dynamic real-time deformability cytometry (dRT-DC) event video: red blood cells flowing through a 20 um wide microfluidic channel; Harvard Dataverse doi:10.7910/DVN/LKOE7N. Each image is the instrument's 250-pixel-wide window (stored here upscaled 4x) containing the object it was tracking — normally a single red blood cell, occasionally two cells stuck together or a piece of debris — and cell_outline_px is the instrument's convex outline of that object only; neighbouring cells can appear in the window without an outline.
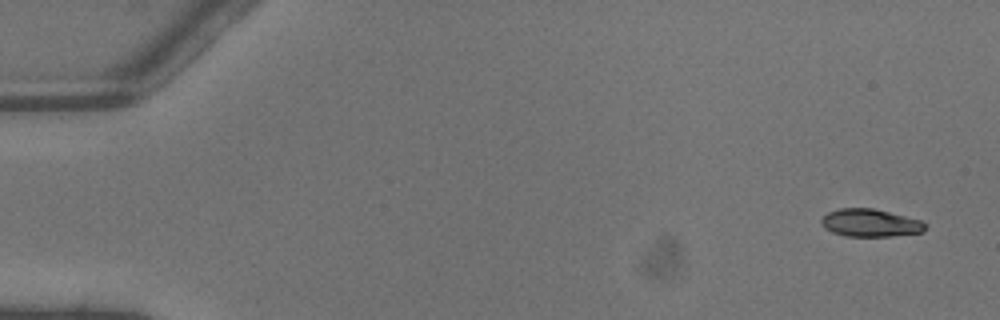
{"species": "common noctule bat (a hibernating species)", "species_latin": "Nyctalus noctula", "temperature_condition": "warm", "stored_images_in_passage": 5, "camera_frame_rate_fps": 3000, "um_per_image_px": 0.085, "animal": {"sex": "male", "body_mass_g": 13.3}, "frame": {"image": 1, "passage_image": 1, "time_ms": 0.0, "image_size_px": [1000, 320], "cell_outline_px": [[928, 228], [924, 232], [892, 236], [844, 236], [832, 232], [824, 228], [820, 224], [820, 220], [828, 212], [840, 208], [872, 208], [920, 220], [928, 224]], "centroid_in_image_um": [73.98, 18.95], "position_along_channel_um": 11.0, "area_um2": 16.88}}
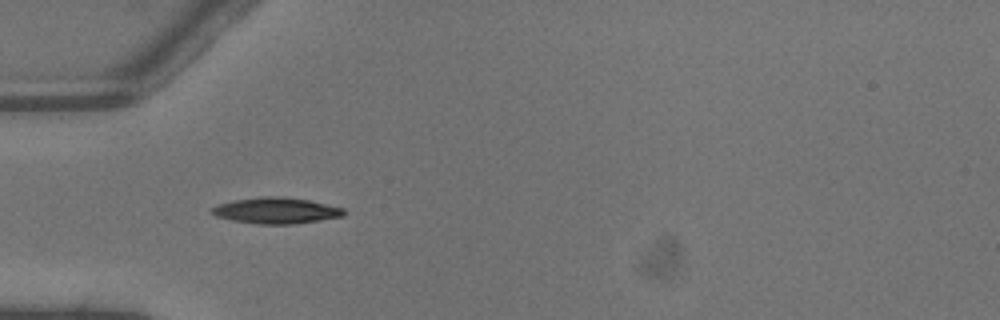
{"frame": {"image": 2, "passage_image": 4, "time_ms": 1.0, "image_size_px": [1000, 320], "cell_outline_px": [[344, 216], [292, 224], [260, 224], [232, 220], [216, 216], [208, 212], [208, 208], [216, 204], [232, 200], [260, 196], [284, 196], [308, 200], [344, 208]], "centroid_in_image_um": [23.38, 17.88], "position_along_channel_um": 61.6, "area_um2": 20.23}}
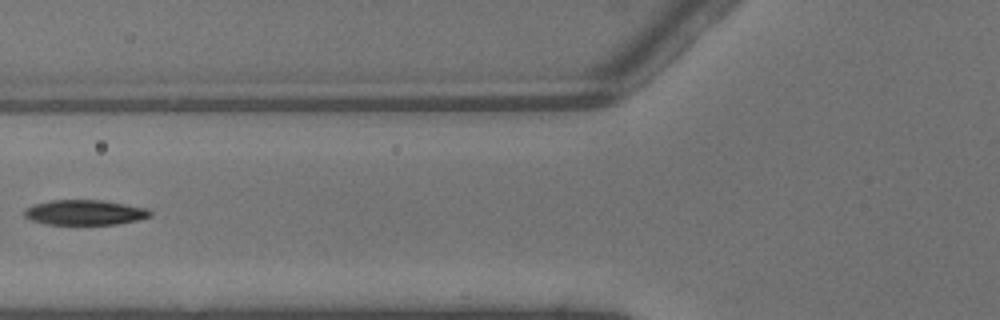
{"frame": {"image": 3, "passage_image": 5, "time_ms": 1.333, "image_size_px": [1000, 320], "cell_outline_px": [[152, 216], [136, 220], [116, 224], [48, 224], [32, 220], [24, 216], [24, 212], [32, 204], [52, 200], [100, 200], [148, 208], [152, 212]], "centroid_in_image_um": [7.22, 18.05], "position_along_channel_um": 118.6, "area_um2": 18.21}}